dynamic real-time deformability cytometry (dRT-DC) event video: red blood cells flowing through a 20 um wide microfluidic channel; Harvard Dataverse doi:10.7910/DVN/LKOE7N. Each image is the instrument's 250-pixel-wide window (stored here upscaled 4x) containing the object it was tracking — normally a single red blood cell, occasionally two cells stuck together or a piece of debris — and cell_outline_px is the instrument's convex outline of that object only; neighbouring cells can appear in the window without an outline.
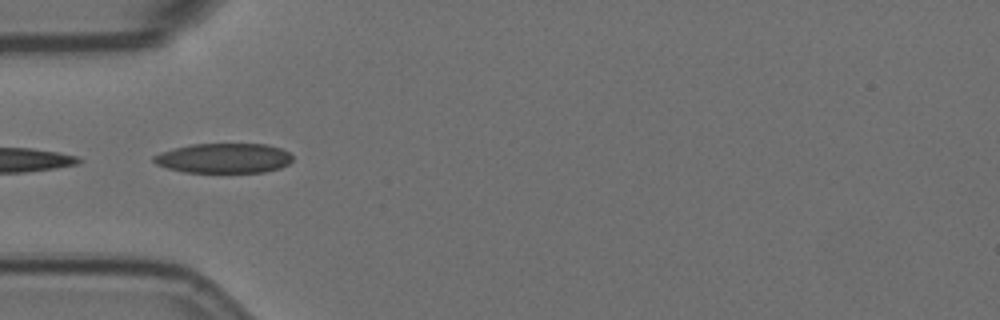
{"species": "Egyptian fruit bat (a non-hibernating species)", "species_latin": "Rousettus aegyptiacus", "temperature_condition": "room temperature", "stored_images_in_passage": 15, "camera_frame_rate_fps": 3000, "um_per_image_px": 0.085, "animal": {"sex": "female"}, "frame": {"image": 1, "passage_image": 5, "time_ms": 5.333, "image_size_px": [1000, 320], "cell_outline_px": [[292, 160], [288, 164], [280, 168], [264, 172], [184, 172], [168, 168], [156, 164], [152, 160], [152, 156], [160, 152], [192, 144], [264, 144], [280, 148], [288, 152], [292, 156]], "centroid_in_image_um": [19.02, 13.45], "position_along_channel_um": 66.0, "area_um2": 24.04}}
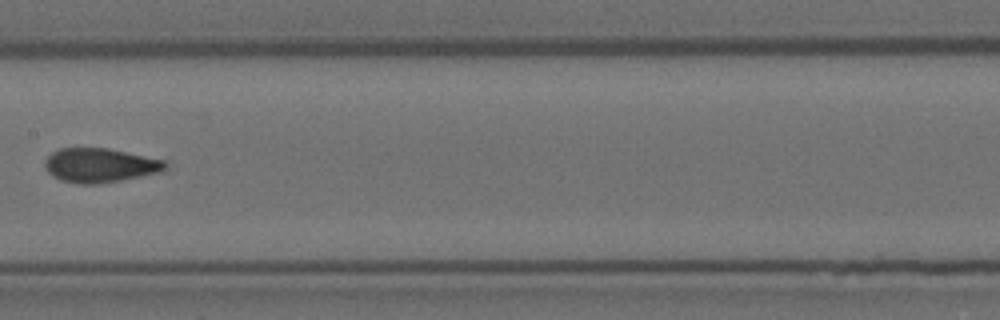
{"frame": {"image": 2, "passage_image": 8, "time_ms": 9.0, "image_size_px": [1000, 320], "cell_outline_px": [[168, 168], [164, 172], [120, 180], [96, 184], [76, 184], [60, 180], [52, 176], [48, 172], [44, 164], [44, 160], [52, 152], [60, 148], [108, 148], [164, 160], [168, 164]], "centroid_in_image_um": [8.51, 14.06], "position_along_channel_um": 198.9, "area_um2": 24.22}}
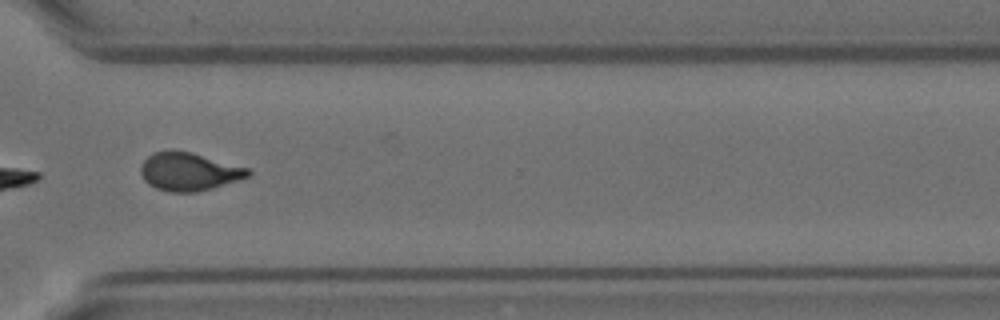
{"frame": {"image": 3, "passage_image": 12, "time_ms": 13.333, "image_size_px": [1000, 320], "cell_outline_px": [[252, 172], [248, 176], [240, 180], [212, 188], [196, 192], [168, 192], [156, 188], [148, 184], [144, 180], [140, 172], [140, 168], [144, 160], [152, 152], [192, 152], [248, 168]], "centroid_in_image_um": [16.06, 14.61], "position_along_channel_um": 354.5, "area_um2": 23.58}, "authors_computed_cell_mechanics": {"area_um2": 23.7558, "velocity_mm_per_s": 3.6132, "shape_relaxation_time_tau1_ms": 9.5288, "shape_relaxation_time_tau2_ms": 0.8532, "deformation_change_tau1": 0.2164, "deformation_change_tau2": 0.0515}}